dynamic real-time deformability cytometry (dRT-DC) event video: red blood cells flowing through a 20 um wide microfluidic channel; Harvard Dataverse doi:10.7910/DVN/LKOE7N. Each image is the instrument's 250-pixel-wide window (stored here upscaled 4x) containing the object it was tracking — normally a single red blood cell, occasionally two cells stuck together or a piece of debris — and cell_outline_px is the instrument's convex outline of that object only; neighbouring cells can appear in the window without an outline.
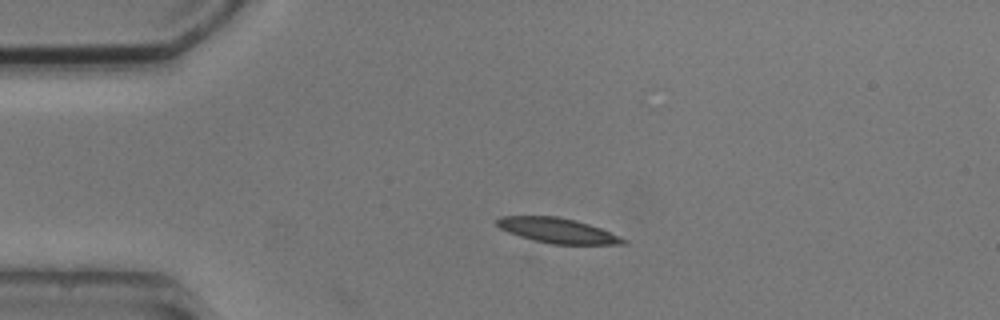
{"species": "common noctule bat (a hibernating species)", "species_latin": "Nyctalus noctula", "temperature_condition": "cold", "stored_images_in_passage": 5, "segment_of_instrument_passage": [1, 2], "camera_frame_rate_fps": 3000, "um_per_image_px": 0.085, "animal": {"sex": "male", "body_mass_g": 20.5, "forearm_length_mm": 52.5}, "frame": {"image": 1, "passage_image": 3, "time_ms": 2.333, "image_size_px": [1000, 320], "cell_outline_px": [[628, 244], [552, 244], [520, 236], [508, 232], [500, 228], [496, 224], [496, 220], [500, 216], [556, 216], [576, 220], [600, 228], [620, 236], [628, 240]], "centroid_in_image_um": [47.41, 19.59], "position_along_channel_um": 37.6, "area_um2": 18.26}}